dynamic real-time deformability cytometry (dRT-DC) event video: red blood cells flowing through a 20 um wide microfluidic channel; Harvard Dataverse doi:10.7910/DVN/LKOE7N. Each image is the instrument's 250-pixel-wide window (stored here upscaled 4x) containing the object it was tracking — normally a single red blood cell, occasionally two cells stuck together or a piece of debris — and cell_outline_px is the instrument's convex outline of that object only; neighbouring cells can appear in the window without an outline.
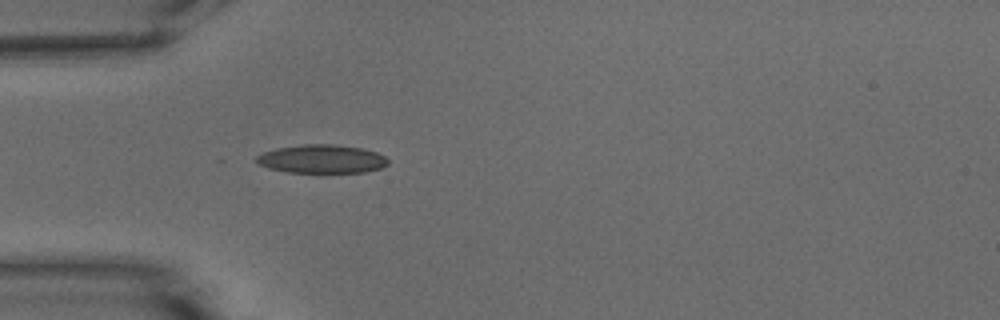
{"species": "common noctule bat (a hibernating species)", "species_latin": "Nyctalus noctula", "temperature_condition": "warm", "stored_images_in_passage": 32, "camera_frame_rate_fps": 3000, "um_per_image_px": 0.085, "animal": {"sex": "male", "body_mass_g": 15.6}, "frame": {"image": 1, "passage_image": 5, "time_ms": 1.333, "image_size_px": [1000, 320], "cell_outline_px": [[388, 164], [380, 168], [364, 172], [288, 172], [268, 168], [256, 164], [256, 156], [264, 152], [276, 148], [304, 144], [332, 144], [360, 148], [376, 152], [384, 156], [388, 160]], "centroid_in_image_um": [27.31, 13.51], "position_along_channel_um": 57.7, "area_um2": 21.73}, "authors_computed_cell_mechanics": {"area_um2": 21.0392, "velocity_mm_per_s": 3.8119, "shape_relaxation_time_tau1_ms": 9.8546, "shape_relaxation_time_tau2_ms": 2.0197, "deformation_change_tau1": 0.2668, "deformation_change_tau2": 0.0872}}